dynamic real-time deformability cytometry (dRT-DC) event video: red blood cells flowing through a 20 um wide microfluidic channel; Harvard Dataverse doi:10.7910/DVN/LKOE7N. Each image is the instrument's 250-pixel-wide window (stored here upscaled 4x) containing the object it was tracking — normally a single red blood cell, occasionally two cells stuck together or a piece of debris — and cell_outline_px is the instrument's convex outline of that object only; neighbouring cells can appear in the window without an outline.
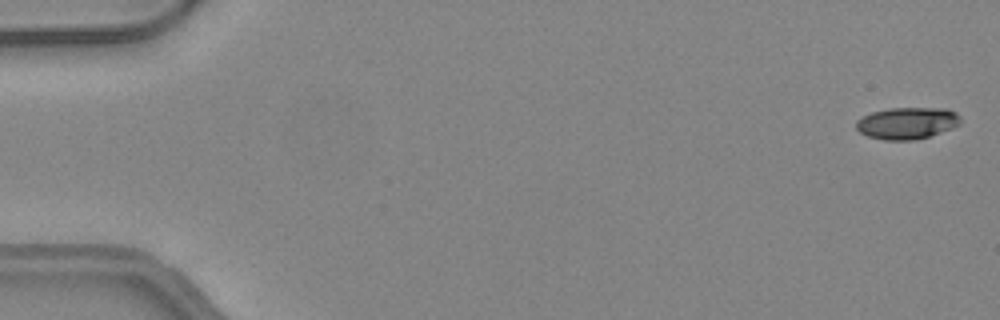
{"species": "common noctule bat (a hibernating species)", "species_latin": "Nyctalus noctula", "temperature_condition": "warm", "stored_images_in_passage": 18, "camera_frame_rate_fps": 3000, "um_per_image_px": 0.085, "animal": {"sex": "female", "body_mass_g": 24.6, "forearm_length_mm": 56.2}, "frame": {"image": 1, "passage_image": 1, "time_ms": 0.0, "image_size_px": [1000, 320], "cell_outline_px": [[960, 124], [952, 128], [916, 140], [884, 140], [868, 136], [860, 132], [856, 128], [856, 120], [872, 112], [888, 108], [948, 108], [956, 112], [960, 116]], "centroid_in_image_um": [77.11, 10.46], "position_along_channel_um": 7.9, "area_um2": 19.36}}